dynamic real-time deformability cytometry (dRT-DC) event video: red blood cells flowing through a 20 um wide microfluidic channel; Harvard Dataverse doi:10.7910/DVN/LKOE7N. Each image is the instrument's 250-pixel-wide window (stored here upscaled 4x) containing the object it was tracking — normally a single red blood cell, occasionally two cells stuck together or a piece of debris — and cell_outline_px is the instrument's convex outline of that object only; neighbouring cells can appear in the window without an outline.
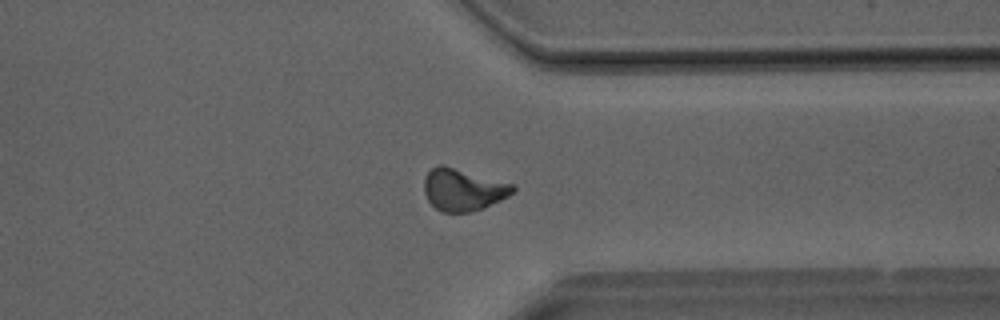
{"species": "Egyptian fruit bat (a non-hibernating species)", "species_latin": "Rousettus aegyptiacus", "temperature_condition": "room temperature", "stored_images_in_passage": 40, "camera_frame_rate_fps": 3000, "um_per_image_px": 0.085, "animal": {"sex": "male"}, "frame": {"image": 1, "passage_image": 31, "time_ms": 10.0, "image_size_px": [1000, 320], "cell_outline_px": [[516, 188], [508, 196], [484, 208], [472, 212], [444, 212], [436, 208], [428, 200], [424, 192], [424, 180], [428, 172], [436, 164], [444, 164], [512, 184]], "centroid_in_image_um": [39.34, 16.11], "position_along_channel_um": 372.1, "area_um2": 21.68}}
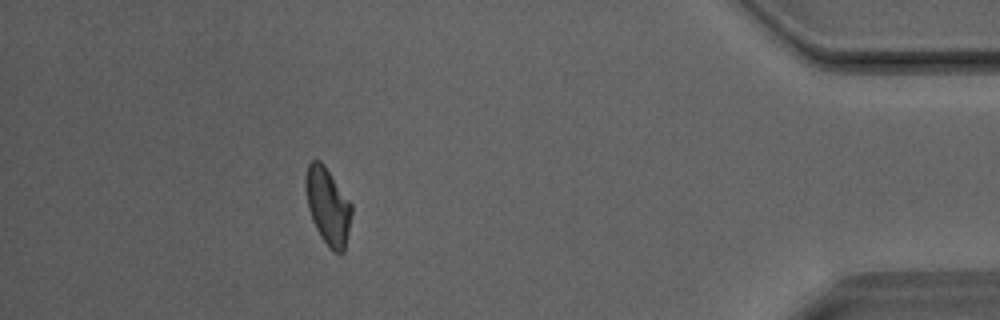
{"frame": {"image": 2, "passage_image": 36, "time_ms": 11.667, "image_size_px": [1000, 320], "cell_outline_px": [[352, 212], [344, 252], [340, 256], [332, 252], [320, 236], [312, 220], [308, 208], [304, 184], [304, 180], [308, 164], [312, 160], [320, 160], [324, 164], [352, 204]], "centroid_in_image_um": [27.86, 17.54], "position_along_channel_um": 407.3, "area_um2": 20.81}}